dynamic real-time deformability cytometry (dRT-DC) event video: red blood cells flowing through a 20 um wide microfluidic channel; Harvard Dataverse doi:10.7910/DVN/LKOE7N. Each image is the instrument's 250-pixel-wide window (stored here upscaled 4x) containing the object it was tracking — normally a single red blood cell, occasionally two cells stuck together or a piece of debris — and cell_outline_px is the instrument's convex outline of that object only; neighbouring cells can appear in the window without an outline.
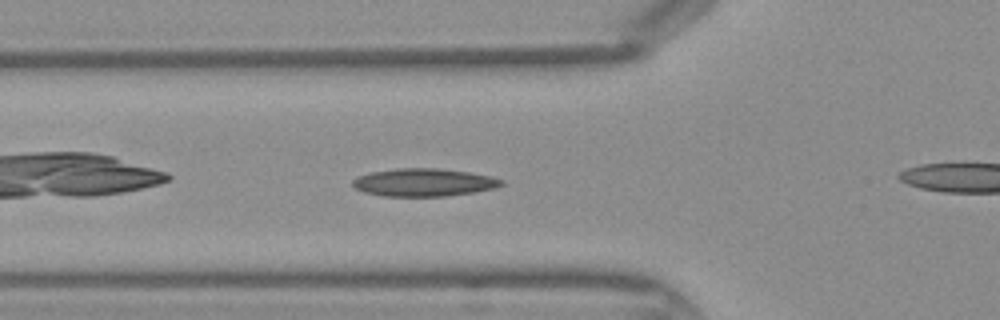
{"species": "Egyptian fruit bat (a non-hibernating species)", "species_latin": "Rousettus aegyptiacus", "temperature_condition": "warm", "stored_images_in_passage": 36, "camera_frame_rate_fps": 3000, "um_per_image_px": 0.085, "frame": {"image": 1, "passage_image": 6, "time_ms": 1.667, "image_size_px": [1000, 320], "cell_outline_px": [[504, 184], [492, 188], [476, 192], [444, 196], [384, 196], [364, 192], [356, 188], [352, 184], [352, 180], [356, 176], [372, 172], [396, 168], [440, 168], [468, 172], [488, 176], [504, 180]], "centroid_in_image_um": [36.0, 15.5], "position_along_channel_um": 89.8, "area_um2": 24.04}}
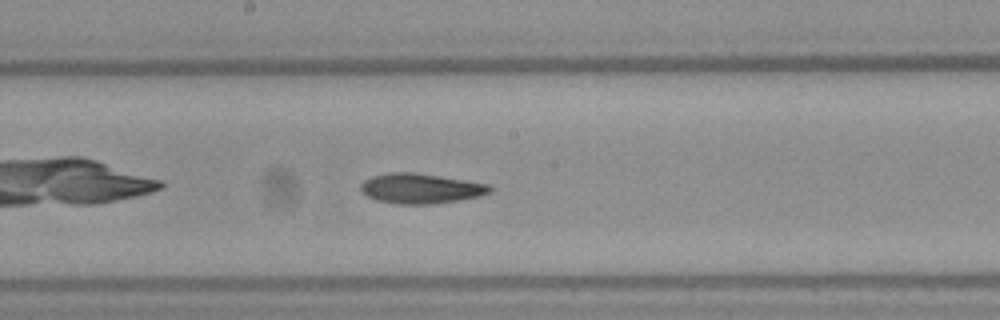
{"frame": {"image": 2, "passage_image": 14, "time_ms": 4.333, "image_size_px": [1000, 320], "cell_outline_px": [[492, 192], [480, 196], [432, 204], [396, 204], [376, 200], [360, 192], [360, 184], [364, 180], [372, 176], [388, 172], [412, 172], [440, 176], [488, 184], [492, 188]], "centroid_in_image_um": [35.71, 16.02], "position_along_channel_um": 212.5, "area_um2": 22.6}}
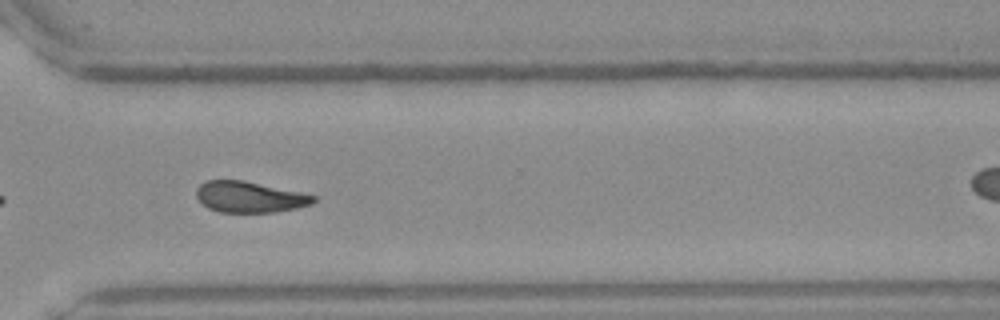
{"frame": {"image": 3, "passage_image": 23, "time_ms": 7.333, "image_size_px": [1000, 320], "cell_outline_px": [[316, 200], [312, 204], [296, 208], [272, 212], [220, 212], [208, 208], [196, 196], [196, 188], [200, 184], [208, 180], [244, 180], [300, 192], [316, 196]], "centroid_in_image_um": [21.21, 16.74], "position_along_channel_um": 349.4, "area_um2": 21.04}}